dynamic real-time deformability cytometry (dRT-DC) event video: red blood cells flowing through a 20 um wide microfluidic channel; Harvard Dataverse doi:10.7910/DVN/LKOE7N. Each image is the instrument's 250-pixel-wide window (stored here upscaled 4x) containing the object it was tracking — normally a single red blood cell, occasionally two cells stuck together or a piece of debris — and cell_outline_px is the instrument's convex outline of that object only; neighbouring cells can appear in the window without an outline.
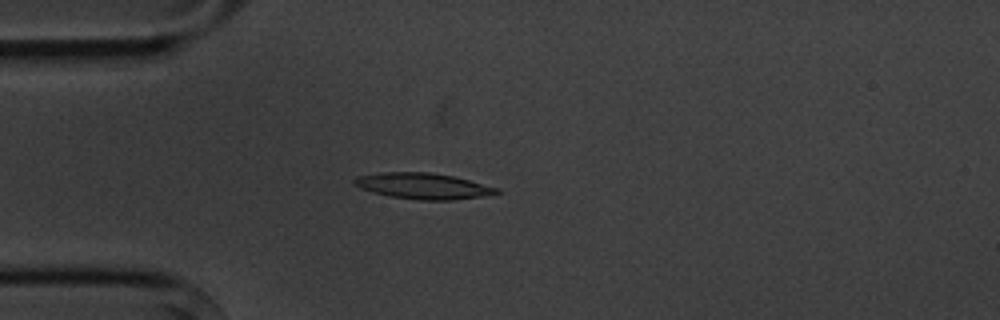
{"species": "common noctule bat (a hibernating species)", "species_latin": "Nyctalus noctula", "temperature_condition": "cold", "stored_images_in_passage": 4, "camera_frame_rate_fps": 3000, "um_per_image_px": 0.085, "animal": {"sex": "male", "body_mass_g": 20.1, "forearm_length_mm": 53.5}, "frame": {"image": 1, "passage_image": 3, "time_ms": 3.0, "image_size_px": [1000, 320], "cell_outline_px": [[500, 192], [480, 196], [452, 200], [420, 200], [388, 196], [372, 192], [360, 188], [352, 184], [352, 180], [360, 176], [380, 172], [432, 172], [452, 176], [500, 188]], "centroid_in_image_um": [35.92, 15.81], "position_along_channel_um": 49.1, "area_um2": 21.44}}